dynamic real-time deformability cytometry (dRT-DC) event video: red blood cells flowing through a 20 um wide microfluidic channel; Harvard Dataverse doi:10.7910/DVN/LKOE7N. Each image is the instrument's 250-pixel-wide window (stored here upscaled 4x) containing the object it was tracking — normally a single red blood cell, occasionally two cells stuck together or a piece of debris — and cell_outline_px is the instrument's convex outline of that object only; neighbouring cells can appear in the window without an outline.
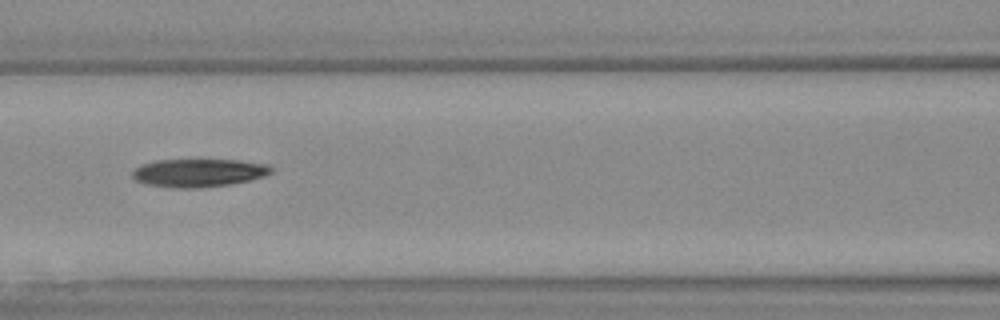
{"species": "Egyptian fruit bat (a non-hibernating species)", "species_latin": "Rousettus aegyptiacus", "temperature_condition": "warm", "stored_images_in_passage": 46, "camera_frame_rate_fps": 3000, "um_per_image_px": 0.085, "animal": {"sex": "female"}, "frame": {"image": 1, "passage_image": 20, "time_ms": 6.333, "image_size_px": [1000, 320], "cell_outline_px": [[272, 172], [264, 176], [232, 184], [200, 188], [176, 188], [148, 184], [136, 180], [132, 176], [132, 172], [136, 168], [144, 164], [156, 160], [240, 160], [268, 164], [272, 168]], "centroid_in_image_um": [16.92, 14.69], "position_along_channel_um": 149.7, "area_um2": 22.6}}
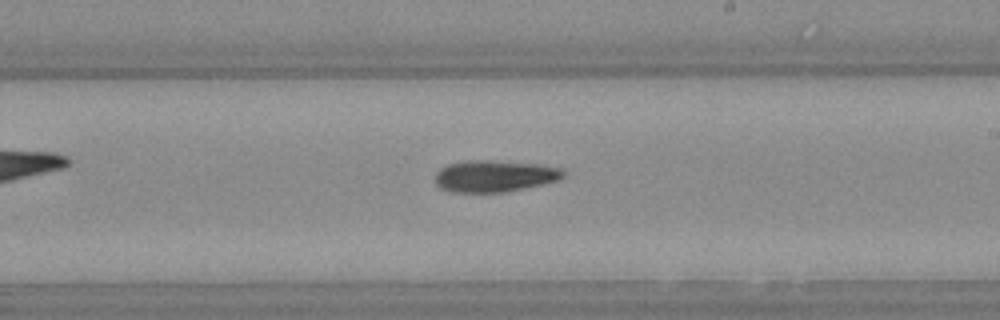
{"frame": {"image": 2, "passage_image": 27, "time_ms": 8.667, "image_size_px": [1000, 320], "cell_outline_px": [[564, 176], [556, 180], [540, 184], [500, 192], [452, 192], [440, 188], [436, 184], [436, 172], [440, 168], [448, 164], [468, 160], [488, 160], [536, 164], [560, 168], [564, 172]], "centroid_in_image_um": [41.96, 14.95], "position_along_channel_um": 247.0, "area_um2": 23.18}}